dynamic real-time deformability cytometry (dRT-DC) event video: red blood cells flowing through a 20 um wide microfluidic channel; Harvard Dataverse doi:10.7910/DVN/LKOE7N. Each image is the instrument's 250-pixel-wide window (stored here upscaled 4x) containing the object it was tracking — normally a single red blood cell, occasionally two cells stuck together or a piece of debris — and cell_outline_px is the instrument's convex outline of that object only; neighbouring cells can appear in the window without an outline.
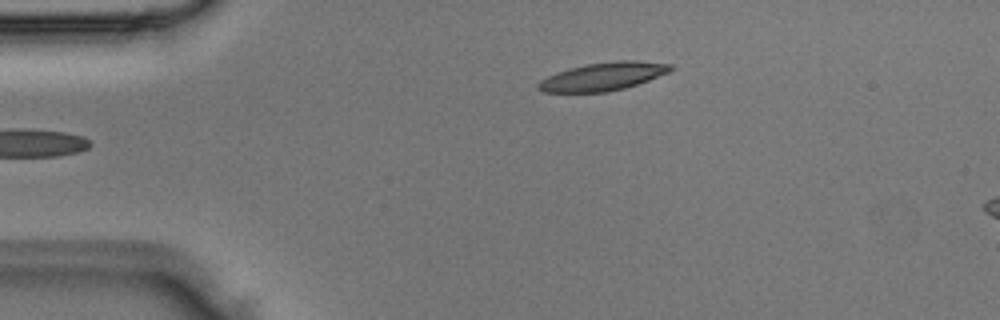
{"species": "Egyptian fruit bat (a non-hibernating species)", "species_latin": "Rousettus aegyptiacus", "temperature_condition": "room temperature", "stored_images_in_passage": 2, "camera_frame_rate_fps": 3000, "um_per_image_px": 0.085, "animal": {"sex": "male"}, "frame": {"image": 1, "passage_image": 2, "time_ms": 0.333, "image_size_px": [1000, 320], "cell_outline_px": [[672, 68], [668, 72], [648, 80], [624, 88], [608, 92], [544, 92], [536, 88], [536, 84], [540, 80], [556, 72], [568, 68], [588, 64], [616, 60], [636, 60], [672, 64]], "centroid_in_image_um": [51.22, 6.5], "position_along_channel_um": 33.8, "area_um2": 21.62}}